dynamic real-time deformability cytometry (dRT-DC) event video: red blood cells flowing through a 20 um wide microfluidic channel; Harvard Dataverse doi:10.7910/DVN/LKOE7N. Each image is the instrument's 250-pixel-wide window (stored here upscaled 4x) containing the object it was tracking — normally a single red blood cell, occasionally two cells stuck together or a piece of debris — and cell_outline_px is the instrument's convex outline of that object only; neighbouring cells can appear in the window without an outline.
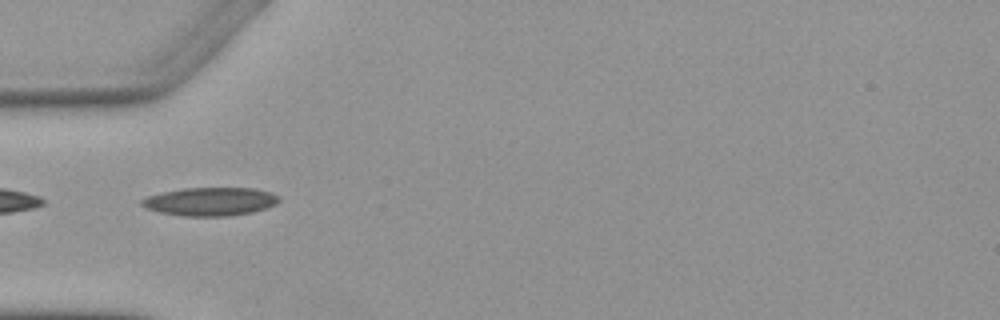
{"species": "Egyptian fruit bat (a non-hibernating species)", "species_latin": "Rousettus aegyptiacus", "temperature_condition": "warm", "stored_images_in_passage": 6, "camera_frame_rate_fps": 3000, "um_per_image_px": 0.085, "animal": {"sex": "female"}, "frame": {"image": 1, "passage_image": 5, "time_ms": 4.333, "image_size_px": [1000, 320], "cell_outline_px": [[280, 200], [276, 204], [268, 208], [252, 212], [228, 216], [180, 216], [160, 212], [144, 208], [140, 204], [140, 200], [148, 196], [164, 192], [184, 188], [252, 188], [272, 192], [280, 196]], "centroid_in_image_um": [17.89, 17.13], "position_along_channel_um": 67.1, "area_um2": 22.83}}